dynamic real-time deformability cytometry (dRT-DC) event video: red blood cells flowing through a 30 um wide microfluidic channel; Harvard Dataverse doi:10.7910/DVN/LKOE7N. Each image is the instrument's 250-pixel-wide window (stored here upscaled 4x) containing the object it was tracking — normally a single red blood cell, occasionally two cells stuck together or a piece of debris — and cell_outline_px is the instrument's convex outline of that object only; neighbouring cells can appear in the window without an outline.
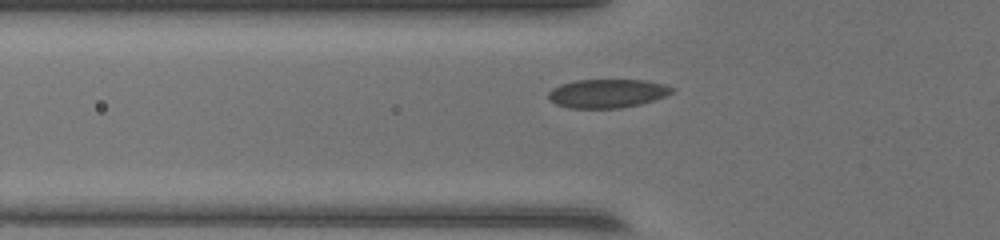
{"species": "common noctule bat (a hibernating species)", "species_latin": "Nyctalus noctula", "temperature_condition": "warm", "stored_images_in_passage": 37, "camera_frame_rate_fps": 3000, "um_per_image_px": 0.085, "animal": {"sex": "female", "body_mass_g": 17.0, "forearm_length_mm": 48.0}, "frame": {"image": 1, "passage_image": 6, "time_ms": 1.667, "image_size_px": [1000, 240], "cell_outline_px": [[676, 88], [672, 92], [664, 96], [640, 104], [620, 108], [568, 108], [556, 104], [548, 96], [548, 92], [552, 88], [560, 84], [576, 80], [644, 80], [664, 84]], "centroid_in_image_um": [51.61, 7.93], "position_along_channel_um": 74.2, "area_um2": 20.58}}
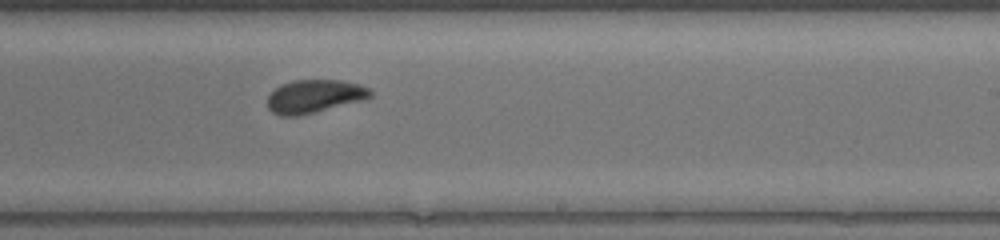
{"frame": {"image": 2, "passage_image": 19, "time_ms": 6.0, "image_size_px": [1000, 240], "cell_outline_px": [[372, 96], [364, 100], [296, 116], [280, 116], [272, 112], [268, 108], [268, 96], [280, 84], [292, 80], [340, 80], [360, 84], [368, 88], [372, 92]], "centroid_in_image_um": [26.72, 8.17], "position_along_channel_um": 262.3, "area_um2": 19.83}}
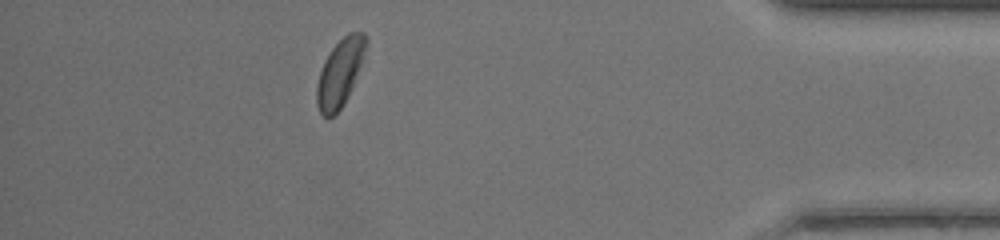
{"frame": {"image": 3, "passage_image": 32, "time_ms": 10.333, "image_size_px": [1000, 240], "cell_outline_px": [[368, 44], [352, 88], [344, 104], [332, 116], [324, 116], [320, 112], [316, 104], [316, 84], [324, 60], [332, 48], [348, 32], [364, 32], [368, 36]], "centroid_in_image_um": [28.9, 6.15], "position_along_channel_um": 406.3, "area_um2": 19.25}}